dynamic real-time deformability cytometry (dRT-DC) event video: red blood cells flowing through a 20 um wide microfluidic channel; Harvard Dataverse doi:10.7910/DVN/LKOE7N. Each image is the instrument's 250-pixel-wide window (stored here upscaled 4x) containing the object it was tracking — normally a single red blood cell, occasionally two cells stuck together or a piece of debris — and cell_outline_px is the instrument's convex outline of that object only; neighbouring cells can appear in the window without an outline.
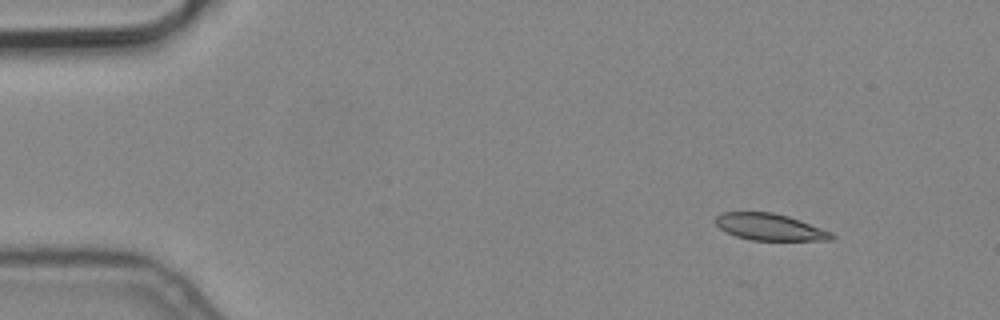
{"species": "common noctule bat (a hibernating species)", "species_latin": "Nyctalus noctula", "temperature_condition": "cold", "stored_images_in_passage": 3, "camera_frame_rate_fps": 3000, "um_per_image_px": 0.085, "animal": {"sex": "male", "body_mass_g": 19.2, "forearm_length_mm": 51.8}, "frame": {"image": 1, "passage_image": 1, "time_ms": 0.0, "image_size_px": [1000, 320], "cell_outline_px": [[836, 236], [832, 240], [752, 240], [736, 236], [720, 228], [716, 224], [716, 216], [724, 212], [772, 212], [788, 216], [800, 220], [832, 232]], "centroid_in_image_um": [65.46, 19.29], "position_along_channel_um": 19.5, "area_um2": 17.92}}